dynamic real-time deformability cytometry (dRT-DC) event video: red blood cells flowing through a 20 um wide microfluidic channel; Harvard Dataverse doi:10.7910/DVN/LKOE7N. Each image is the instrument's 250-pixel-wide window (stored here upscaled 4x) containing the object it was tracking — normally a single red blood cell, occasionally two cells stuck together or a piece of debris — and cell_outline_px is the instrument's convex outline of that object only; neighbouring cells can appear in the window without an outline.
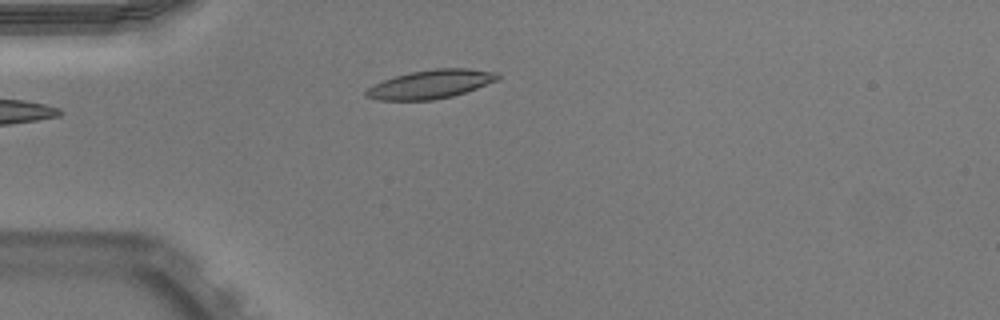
{"species": "Egyptian fruit bat (a non-hibernating species)", "species_latin": "Rousettus aegyptiacus", "temperature_condition": "warm", "stored_images_in_passage": 38, "camera_frame_rate_fps": 3000, "um_per_image_px": 0.085, "animal": {"sex": "male"}, "frame": {"image": 1, "passage_image": 1, "time_ms": 0.0, "image_size_px": [1000, 320], "cell_outline_px": [[500, 76], [496, 80], [476, 88], [452, 96], [432, 100], [376, 100], [364, 96], [364, 92], [368, 88], [384, 80], [396, 76], [412, 72], [436, 68], [468, 68], [500, 72]], "centroid_in_image_um": [36.61, 7.15], "position_along_channel_um": 48.4, "area_um2": 21.79}}
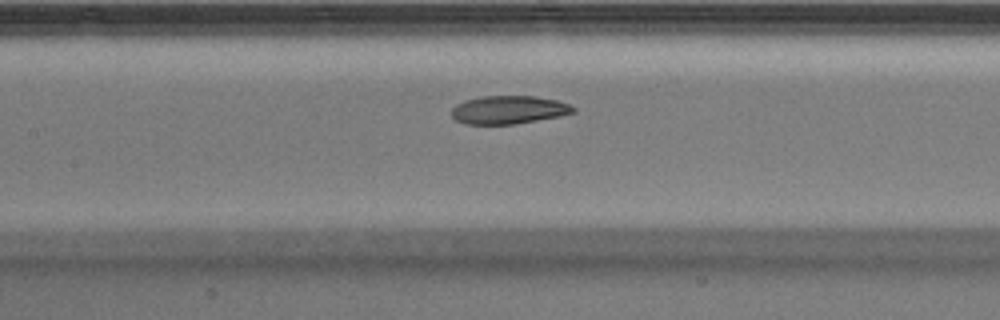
{"frame": {"image": 2, "passage_image": 11, "time_ms": 3.333, "image_size_px": [1000, 320], "cell_outline_px": [[576, 112], [560, 116], [516, 124], [464, 124], [456, 120], [452, 116], [452, 108], [456, 104], [464, 100], [484, 96], [532, 96], [556, 100], [568, 104], [576, 108]], "centroid_in_image_um": [43.23, 9.34], "position_along_channel_um": 164.2, "area_um2": 20.0}}
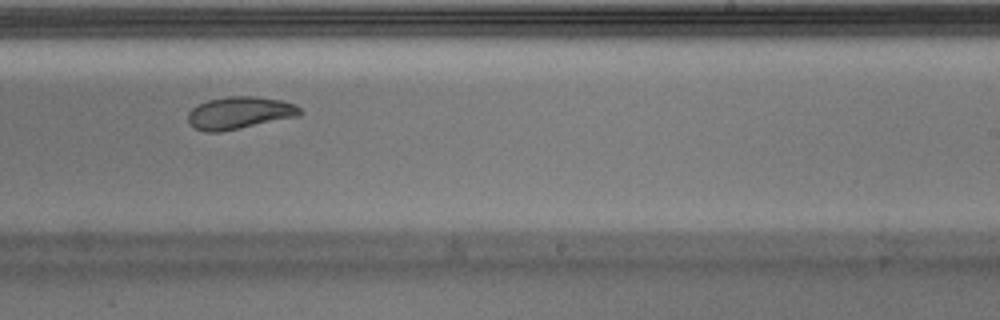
{"frame": {"image": 3, "passage_image": 19, "time_ms": 6.0, "image_size_px": [1000, 320], "cell_outline_px": [[304, 112], [300, 116], [220, 132], [204, 132], [188, 124], [188, 112], [196, 104], [208, 100], [228, 96], [256, 96], [280, 100], [296, 104]], "centroid_in_image_um": [20.36, 9.59], "position_along_channel_um": 268.6, "area_um2": 21.33}, "authors_computed_cell_mechanics": {"area_um2": 21.4727, "velocity_mm_per_s": 3.9312, "shape_relaxation_time_tau1_ms": 3.9961, "shape_relaxation_time_tau2_ms": 5.246, "deformation_change_tau1": 0.1634, "deformation_change_tau2": 0.1121}}